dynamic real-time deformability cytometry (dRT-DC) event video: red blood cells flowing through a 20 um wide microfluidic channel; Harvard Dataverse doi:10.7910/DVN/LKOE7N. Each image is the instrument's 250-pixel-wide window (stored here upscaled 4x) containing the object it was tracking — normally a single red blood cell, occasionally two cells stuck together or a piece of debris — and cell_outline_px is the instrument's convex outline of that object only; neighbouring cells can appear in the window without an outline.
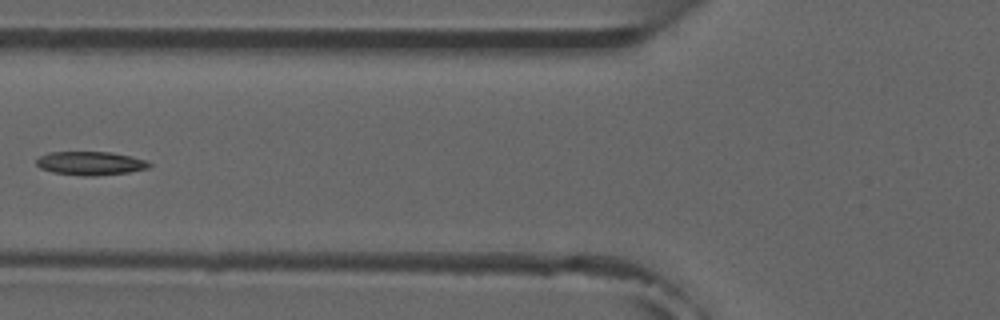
{"species": "common noctule bat (a hibernating species)", "species_latin": "Nyctalus noctula", "temperature_condition": "room temperature", "stored_images_in_passage": 5, "camera_frame_rate_fps": 3000, "um_per_image_px": 0.085, "animal": {"sex": "male", "forearm_length_mm": 52.5}, "frame": {"image": 1, "passage_image": 5, "time_ms": 5.333, "image_size_px": [1000, 320], "cell_outline_px": [[152, 164], [148, 168], [128, 172], [96, 176], [84, 176], [52, 172], [40, 168], [36, 164], [36, 160], [40, 156], [48, 152], [112, 152], [144, 160]], "centroid_in_image_um": [7.65, 13.88], "position_along_channel_um": 118.2, "area_um2": 15.43}}